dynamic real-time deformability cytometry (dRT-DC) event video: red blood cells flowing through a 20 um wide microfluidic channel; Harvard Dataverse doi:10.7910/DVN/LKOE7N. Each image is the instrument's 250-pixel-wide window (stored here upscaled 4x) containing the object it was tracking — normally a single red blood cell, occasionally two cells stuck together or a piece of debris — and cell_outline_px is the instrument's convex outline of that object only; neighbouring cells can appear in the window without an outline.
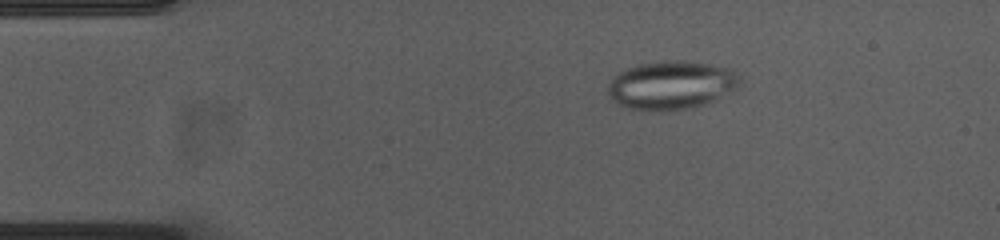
{"species": "common noctule bat (a hibernating species)", "species_latin": "Nyctalus noctula", "temperature_condition": "cold", "stored_images_in_passage": 54, "camera_frame_rate_fps": 3000, "um_per_image_px": 0.085, "animal": {"sex": "female", "body_mass_g": 23.0, "forearm_length_mm": 53.4}, "frame": {"image": 1, "passage_image": 9, "time_ms": 2.667, "image_size_px": [1000, 240], "cell_outline_px": [[740, 84], [736, 88], [704, 104], [692, 108], [664, 112], [660, 112], [628, 108], [616, 104], [608, 92], [608, 84], [612, 76], [636, 64], [664, 60], [680, 60], [712, 64], [732, 68], [740, 76]], "centroid_in_image_um": [57.04, 7.23], "position_along_channel_um": 28.0, "area_um2": 37.69}}
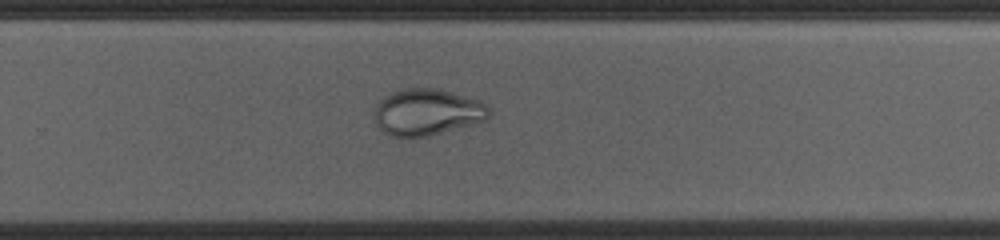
{"frame": {"image": 2, "passage_image": 35, "time_ms": 11.333, "image_size_px": [1000, 240], "cell_outline_px": [[488, 116], [484, 120], [476, 124], [428, 136], [388, 136], [376, 124], [376, 104], [388, 92], [404, 88], [436, 88], [480, 100], [488, 108]], "centroid_in_image_um": [36.29, 9.52], "position_along_channel_um": 293.5, "area_um2": 30.98}}
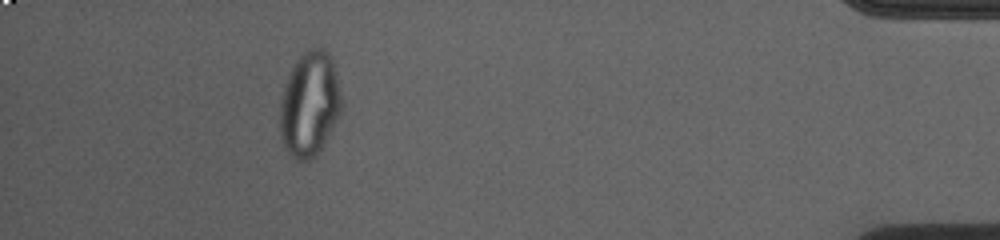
{"frame": {"image": 3, "passage_image": 49, "time_ms": 16.0, "image_size_px": [1000, 240], "cell_outline_px": [[344, 108], [324, 144], [316, 156], [308, 160], [296, 160], [284, 148], [280, 136], [280, 100], [284, 84], [292, 64], [308, 48], [324, 48], [332, 56], [344, 104]], "centroid_in_image_um": [26.33, 8.84], "position_along_channel_um": 408.9, "area_um2": 38.44}}